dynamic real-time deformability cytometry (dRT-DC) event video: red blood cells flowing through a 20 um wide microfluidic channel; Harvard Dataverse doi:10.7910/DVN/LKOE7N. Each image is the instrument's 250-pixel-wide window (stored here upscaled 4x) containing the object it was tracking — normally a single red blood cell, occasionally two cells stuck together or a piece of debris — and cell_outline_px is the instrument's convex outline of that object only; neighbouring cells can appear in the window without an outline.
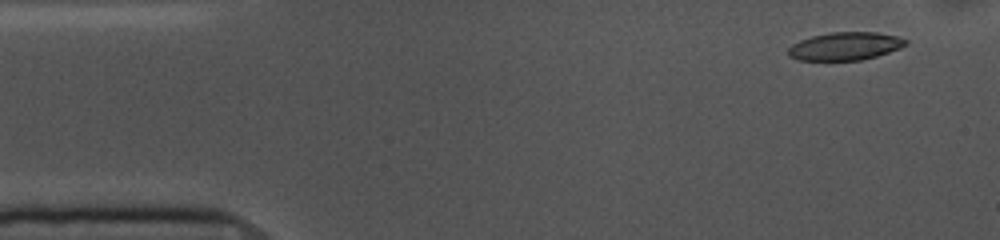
{"species": "common noctule bat (a hibernating species)", "species_latin": "Nyctalus noctula", "temperature_condition": "cold", "stored_images_in_passage": 53, "camera_frame_rate_fps": 3000, "um_per_image_px": 0.085, "animal": {"sex": "female", "body_mass_g": 10.0, "forearm_length_mm": 53.1}, "frame": {"image": 1, "passage_image": 3, "time_ms": 0.667, "image_size_px": [1000, 240], "cell_outline_px": [[908, 44], [900, 48], [876, 56], [860, 60], [796, 60], [788, 56], [788, 48], [792, 44], [800, 40], [812, 36], [828, 32], [876, 32], [896, 36], [908, 40]], "centroid_in_image_um": [71.82, 3.92], "position_along_channel_um": 13.2, "area_um2": 19.19}}
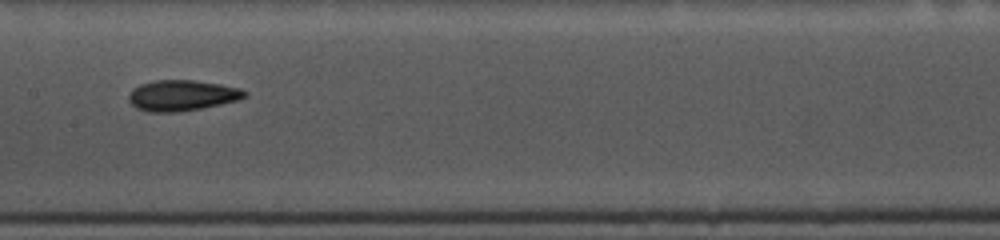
{"frame": {"image": 2, "passage_image": 25, "time_ms": 8.0, "image_size_px": [1000, 240], "cell_outline_px": [[248, 96], [240, 100], [204, 108], [180, 112], [148, 112], [136, 108], [128, 100], [128, 96], [132, 88], [140, 84], [156, 80], [196, 80], [220, 84], [240, 88], [248, 92]], "centroid_in_image_um": [15.5, 8.12], "position_along_channel_um": 191.9, "area_um2": 21.15}}
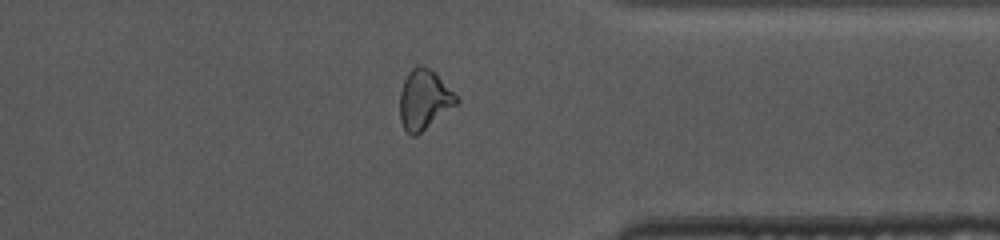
{"frame": {"image": 3, "passage_image": 41, "time_ms": 13.333, "image_size_px": [1000, 240], "cell_outline_px": [[460, 100], [456, 104], [416, 136], [412, 136], [404, 128], [400, 120], [400, 92], [404, 80], [408, 72], [416, 64], [420, 64], [428, 68]], "centroid_in_image_um": [36.0, 8.47], "position_along_channel_um": 375.4, "area_um2": 19.07}, "authors_computed_cell_mechanics": {"area_um2": 19.941, "velocity_mm_per_s": 3.6126, "shape_relaxation_time_tau1_ms": 5.8084, "shape_relaxation_time_tau2_ms": 4.5656, "deformation_change_tau1": 0.1655, "deformation_change_tau2": 0.1359}}